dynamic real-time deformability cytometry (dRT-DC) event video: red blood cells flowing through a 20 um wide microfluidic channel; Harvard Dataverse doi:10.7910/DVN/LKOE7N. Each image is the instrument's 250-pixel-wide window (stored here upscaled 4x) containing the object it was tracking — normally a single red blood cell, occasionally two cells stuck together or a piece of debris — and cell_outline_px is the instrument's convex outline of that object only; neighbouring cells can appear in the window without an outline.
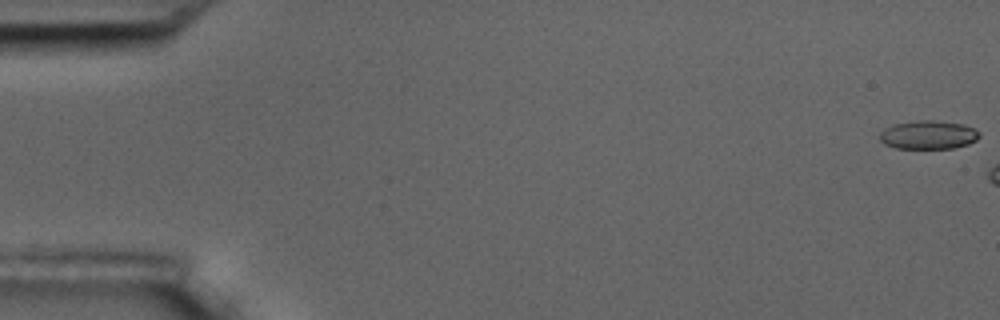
{"species": "common noctule bat (a hibernating species)", "species_latin": "Nyctalus noctula", "temperature_condition": "room temperature", "stored_images_in_passage": 11, "camera_frame_rate_fps": 3000, "um_per_image_px": 0.085, "animal": {"sex": "male", "body_mass_g": 17.5, "forearm_length_mm": 52.3}, "frame": {"image": 1, "passage_image": 1, "time_ms": 0.0, "image_size_px": [1000, 320], "cell_outline_px": [[980, 136], [976, 140], [968, 144], [952, 148], [896, 148], [884, 144], [880, 140], [880, 132], [884, 128], [892, 124], [920, 120], [932, 120], [964, 124], [980, 132]], "centroid_in_image_um": [78.89, 11.46], "position_along_channel_um": 6.1, "area_um2": 16.59}}
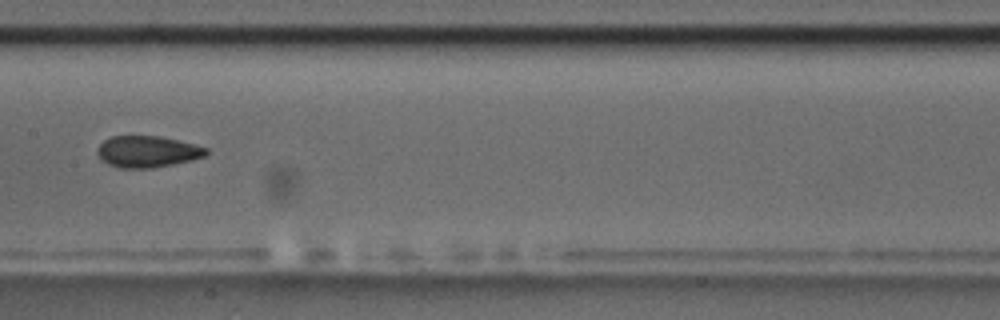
{"frame": {"image": 2, "passage_image": 10, "time_ms": 11.333, "image_size_px": [1000, 320], "cell_outline_px": [[208, 152], [204, 156], [192, 160], [152, 168], [120, 168], [108, 164], [96, 152], [96, 148], [104, 140], [112, 136], [160, 136], [208, 148]], "centroid_in_image_um": [12.51, 12.89], "position_along_channel_um": 194.9, "area_um2": 19.77}}
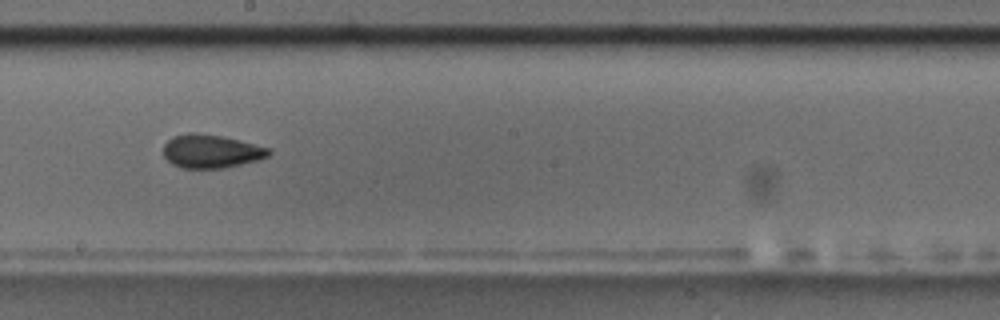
{"frame": {"image": 3, "passage_image": 11, "time_ms": 12.333, "image_size_px": [1000, 320], "cell_outline_px": [[272, 152], [268, 156], [260, 160], [224, 168], [180, 168], [172, 164], [164, 156], [164, 144], [172, 136], [188, 132], [196, 132], [220, 136], [272, 148]], "centroid_in_image_um": [17.95, 12.86], "position_along_channel_um": 230.2, "area_um2": 20.69}}